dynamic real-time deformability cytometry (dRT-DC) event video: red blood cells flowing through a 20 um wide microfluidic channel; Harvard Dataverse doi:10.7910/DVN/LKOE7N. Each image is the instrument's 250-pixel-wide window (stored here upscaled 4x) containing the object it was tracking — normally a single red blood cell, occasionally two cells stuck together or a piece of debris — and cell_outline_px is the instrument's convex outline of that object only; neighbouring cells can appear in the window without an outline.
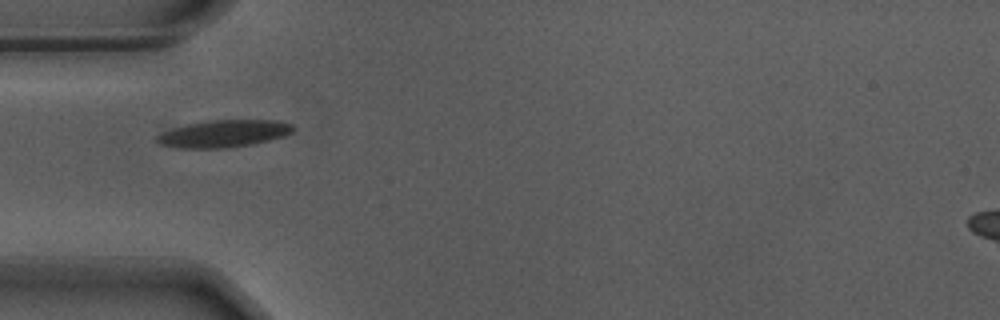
{"species": "Egyptian fruit bat (a non-hibernating species)", "species_latin": "Rousettus aegyptiacus", "temperature_condition": "warm", "stored_images_in_passage": 33, "camera_frame_rate_fps": 3000, "um_per_image_px": 0.085, "animal": {"sex": "male"}, "frame": {"image": 1, "passage_image": 1, "time_ms": 0.0, "image_size_px": [1000, 320], "cell_outline_px": [[296, 128], [292, 132], [284, 136], [252, 144], [224, 148], [180, 148], [160, 144], [156, 140], [156, 136], [172, 128], [188, 124], [208, 120], [276, 120], [292, 124]], "centroid_in_image_um": [19.04, 11.35], "position_along_channel_um": 66.0, "area_um2": 21.5}}
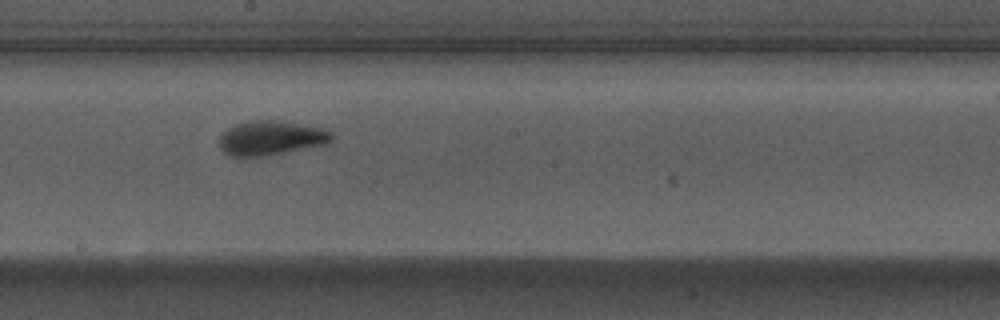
{"frame": {"image": 2, "passage_image": 14, "time_ms": 4.333, "image_size_px": [1000, 320], "cell_outline_px": [[332, 140], [324, 144], [264, 156], [232, 156], [224, 152], [220, 148], [220, 136], [228, 128], [236, 124], [248, 120], [280, 120], [324, 128], [332, 132]], "centroid_in_image_um": [23.02, 11.7], "position_along_channel_um": 225.2, "area_um2": 22.37}}
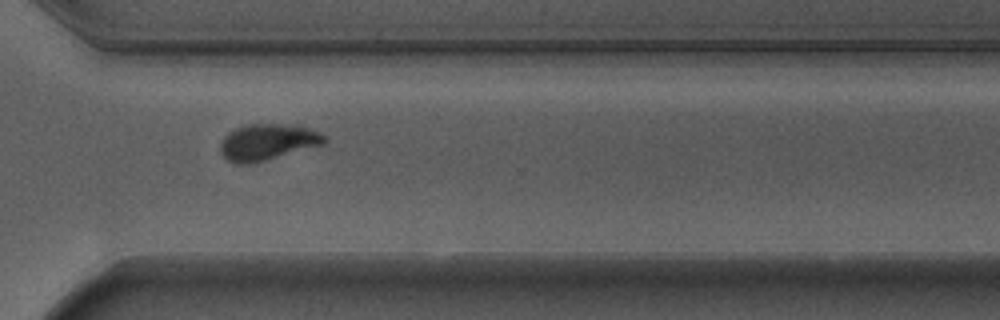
{"frame": {"image": 3, "passage_image": 24, "time_ms": 7.667, "image_size_px": [1000, 320], "cell_outline_px": [[328, 140], [324, 144], [264, 160], [248, 164], [236, 164], [228, 160], [220, 152], [220, 144], [224, 136], [228, 132], [244, 124], [300, 124], [320, 132]], "centroid_in_image_um": [22.75, 12.05], "position_along_channel_um": 347.9, "area_um2": 22.08}, "authors_computed_cell_mechanics": {"area_um2": 21.8484, "velocity_mm_per_s": 3.6815, "shape_relaxation_time_tau1_ms": 2.6208, "shape_relaxation_time_tau2_ms": 0.5309, "deformation_change_tau1": 0.1788, "deformation_change_tau2": 0.0644}}